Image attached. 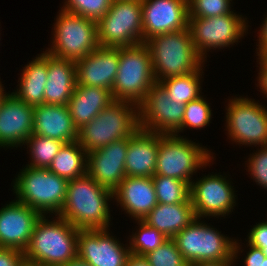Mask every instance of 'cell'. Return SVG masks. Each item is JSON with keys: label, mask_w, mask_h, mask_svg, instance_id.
<instances>
[{"label": "cell", "mask_w": 267, "mask_h": 266, "mask_svg": "<svg viewBox=\"0 0 267 266\" xmlns=\"http://www.w3.org/2000/svg\"><path fill=\"white\" fill-rule=\"evenodd\" d=\"M114 192L98 184L88 173L68 181L66 198L58 215L79 230L108 229L109 199Z\"/></svg>", "instance_id": "cell-1"}, {"label": "cell", "mask_w": 267, "mask_h": 266, "mask_svg": "<svg viewBox=\"0 0 267 266\" xmlns=\"http://www.w3.org/2000/svg\"><path fill=\"white\" fill-rule=\"evenodd\" d=\"M50 221L41 216L37 221L27 249L25 262L36 266H63L77 256L79 229L67 220L56 217Z\"/></svg>", "instance_id": "cell-2"}, {"label": "cell", "mask_w": 267, "mask_h": 266, "mask_svg": "<svg viewBox=\"0 0 267 266\" xmlns=\"http://www.w3.org/2000/svg\"><path fill=\"white\" fill-rule=\"evenodd\" d=\"M144 44L150 52L156 82L190 74L205 61L196 51L189 28L156 35Z\"/></svg>", "instance_id": "cell-3"}, {"label": "cell", "mask_w": 267, "mask_h": 266, "mask_svg": "<svg viewBox=\"0 0 267 266\" xmlns=\"http://www.w3.org/2000/svg\"><path fill=\"white\" fill-rule=\"evenodd\" d=\"M139 128V106L113 100L98 116L78 129L77 141L88 153L129 138Z\"/></svg>", "instance_id": "cell-4"}, {"label": "cell", "mask_w": 267, "mask_h": 266, "mask_svg": "<svg viewBox=\"0 0 267 266\" xmlns=\"http://www.w3.org/2000/svg\"><path fill=\"white\" fill-rule=\"evenodd\" d=\"M16 178L13 189L17 201L45 216H58L66 198L68 181L49 169L26 166Z\"/></svg>", "instance_id": "cell-5"}, {"label": "cell", "mask_w": 267, "mask_h": 266, "mask_svg": "<svg viewBox=\"0 0 267 266\" xmlns=\"http://www.w3.org/2000/svg\"><path fill=\"white\" fill-rule=\"evenodd\" d=\"M156 83L150 52L144 43L119 47V65L112 88L114 100L140 105Z\"/></svg>", "instance_id": "cell-6"}, {"label": "cell", "mask_w": 267, "mask_h": 266, "mask_svg": "<svg viewBox=\"0 0 267 266\" xmlns=\"http://www.w3.org/2000/svg\"><path fill=\"white\" fill-rule=\"evenodd\" d=\"M198 219L173 238L185 261L191 266L202 261L236 259L240 250L239 243L206 223H200Z\"/></svg>", "instance_id": "cell-7"}, {"label": "cell", "mask_w": 267, "mask_h": 266, "mask_svg": "<svg viewBox=\"0 0 267 266\" xmlns=\"http://www.w3.org/2000/svg\"><path fill=\"white\" fill-rule=\"evenodd\" d=\"M99 47L97 21L61 8L54 24L50 55L77 61Z\"/></svg>", "instance_id": "cell-8"}, {"label": "cell", "mask_w": 267, "mask_h": 266, "mask_svg": "<svg viewBox=\"0 0 267 266\" xmlns=\"http://www.w3.org/2000/svg\"><path fill=\"white\" fill-rule=\"evenodd\" d=\"M213 159L206 148L177 135L159 134V149L155 175H163L186 181L191 185V177L198 168L206 167Z\"/></svg>", "instance_id": "cell-9"}, {"label": "cell", "mask_w": 267, "mask_h": 266, "mask_svg": "<svg viewBox=\"0 0 267 266\" xmlns=\"http://www.w3.org/2000/svg\"><path fill=\"white\" fill-rule=\"evenodd\" d=\"M141 0H113L97 21L99 46L131 47L143 43Z\"/></svg>", "instance_id": "cell-10"}, {"label": "cell", "mask_w": 267, "mask_h": 266, "mask_svg": "<svg viewBox=\"0 0 267 266\" xmlns=\"http://www.w3.org/2000/svg\"><path fill=\"white\" fill-rule=\"evenodd\" d=\"M226 108L229 137L242 145L267 146V109L254 100L236 97Z\"/></svg>", "instance_id": "cell-11"}, {"label": "cell", "mask_w": 267, "mask_h": 266, "mask_svg": "<svg viewBox=\"0 0 267 266\" xmlns=\"http://www.w3.org/2000/svg\"><path fill=\"white\" fill-rule=\"evenodd\" d=\"M233 11L209 18H189L188 28L197 53L206 58L207 50L229 47L238 42L247 30L246 21Z\"/></svg>", "instance_id": "cell-12"}, {"label": "cell", "mask_w": 267, "mask_h": 266, "mask_svg": "<svg viewBox=\"0 0 267 266\" xmlns=\"http://www.w3.org/2000/svg\"><path fill=\"white\" fill-rule=\"evenodd\" d=\"M184 112L185 104L175 103L156 82L139 105L140 129L164 135H177L181 131Z\"/></svg>", "instance_id": "cell-13"}, {"label": "cell", "mask_w": 267, "mask_h": 266, "mask_svg": "<svg viewBox=\"0 0 267 266\" xmlns=\"http://www.w3.org/2000/svg\"><path fill=\"white\" fill-rule=\"evenodd\" d=\"M227 177L208 175L191 182L190 198L196 218L226 216L235 206V194Z\"/></svg>", "instance_id": "cell-14"}, {"label": "cell", "mask_w": 267, "mask_h": 266, "mask_svg": "<svg viewBox=\"0 0 267 266\" xmlns=\"http://www.w3.org/2000/svg\"><path fill=\"white\" fill-rule=\"evenodd\" d=\"M143 43L156 35L188 28V0H141Z\"/></svg>", "instance_id": "cell-15"}, {"label": "cell", "mask_w": 267, "mask_h": 266, "mask_svg": "<svg viewBox=\"0 0 267 266\" xmlns=\"http://www.w3.org/2000/svg\"><path fill=\"white\" fill-rule=\"evenodd\" d=\"M107 230H79L77 256L91 266H126L129 247L125 249Z\"/></svg>", "instance_id": "cell-16"}, {"label": "cell", "mask_w": 267, "mask_h": 266, "mask_svg": "<svg viewBox=\"0 0 267 266\" xmlns=\"http://www.w3.org/2000/svg\"><path fill=\"white\" fill-rule=\"evenodd\" d=\"M41 216L33 208L17 200L6 204L0 209V248L24 252Z\"/></svg>", "instance_id": "cell-17"}, {"label": "cell", "mask_w": 267, "mask_h": 266, "mask_svg": "<svg viewBox=\"0 0 267 266\" xmlns=\"http://www.w3.org/2000/svg\"><path fill=\"white\" fill-rule=\"evenodd\" d=\"M128 138L87 153V173L101 186L114 192L126 177Z\"/></svg>", "instance_id": "cell-18"}, {"label": "cell", "mask_w": 267, "mask_h": 266, "mask_svg": "<svg viewBox=\"0 0 267 266\" xmlns=\"http://www.w3.org/2000/svg\"><path fill=\"white\" fill-rule=\"evenodd\" d=\"M34 107L13 93L0 103V147H18L33 134Z\"/></svg>", "instance_id": "cell-19"}, {"label": "cell", "mask_w": 267, "mask_h": 266, "mask_svg": "<svg viewBox=\"0 0 267 266\" xmlns=\"http://www.w3.org/2000/svg\"><path fill=\"white\" fill-rule=\"evenodd\" d=\"M119 65V47L99 46L76 61V86H92L112 91Z\"/></svg>", "instance_id": "cell-20"}, {"label": "cell", "mask_w": 267, "mask_h": 266, "mask_svg": "<svg viewBox=\"0 0 267 266\" xmlns=\"http://www.w3.org/2000/svg\"><path fill=\"white\" fill-rule=\"evenodd\" d=\"M159 133L138 129L128 138L125 158L126 177H153L155 175Z\"/></svg>", "instance_id": "cell-21"}, {"label": "cell", "mask_w": 267, "mask_h": 266, "mask_svg": "<svg viewBox=\"0 0 267 266\" xmlns=\"http://www.w3.org/2000/svg\"><path fill=\"white\" fill-rule=\"evenodd\" d=\"M114 198L135 220H143L158 204L151 177H125L114 191Z\"/></svg>", "instance_id": "cell-22"}, {"label": "cell", "mask_w": 267, "mask_h": 266, "mask_svg": "<svg viewBox=\"0 0 267 266\" xmlns=\"http://www.w3.org/2000/svg\"><path fill=\"white\" fill-rule=\"evenodd\" d=\"M33 134L53 138L64 143L78 139V129L74 126L67 105L42 104L34 106Z\"/></svg>", "instance_id": "cell-23"}, {"label": "cell", "mask_w": 267, "mask_h": 266, "mask_svg": "<svg viewBox=\"0 0 267 266\" xmlns=\"http://www.w3.org/2000/svg\"><path fill=\"white\" fill-rule=\"evenodd\" d=\"M44 104L67 105L76 86V61L48 53Z\"/></svg>", "instance_id": "cell-24"}, {"label": "cell", "mask_w": 267, "mask_h": 266, "mask_svg": "<svg viewBox=\"0 0 267 266\" xmlns=\"http://www.w3.org/2000/svg\"><path fill=\"white\" fill-rule=\"evenodd\" d=\"M113 100L111 91L105 88L75 86L67 104L74 126L80 129L98 116Z\"/></svg>", "instance_id": "cell-25"}, {"label": "cell", "mask_w": 267, "mask_h": 266, "mask_svg": "<svg viewBox=\"0 0 267 266\" xmlns=\"http://www.w3.org/2000/svg\"><path fill=\"white\" fill-rule=\"evenodd\" d=\"M196 219L191 198L184 203H158L143 219L168 239H173L180 231Z\"/></svg>", "instance_id": "cell-26"}, {"label": "cell", "mask_w": 267, "mask_h": 266, "mask_svg": "<svg viewBox=\"0 0 267 266\" xmlns=\"http://www.w3.org/2000/svg\"><path fill=\"white\" fill-rule=\"evenodd\" d=\"M48 74V52L41 53L27 64L21 73L19 89L12 92L31 106L44 104V90Z\"/></svg>", "instance_id": "cell-27"}, {"label": "cell", "mask_w": 267, "mask_h": 266, "mask_svg": "<svg viewBox=\"0 0 267 266\" xmlns=\"http://www.w3.org/2000/svg\"><path fill=\"white\" fill-rule=\"evenodd\" d=\"M70 181L87 173V152L78 141L64 143L48 168Z\"/></svg>", "instance_id": "cell-28"}, {"label": "cell", "mask_w": 267, "mask_h": 266, "mask_svg": "<svg viewBox=\"0 0 267 266\" xmlns=\"http://www.w3.org/2000/svg\"><path fill=\"white\" fill-rule=\"evenodd\" d=\"M202 69L201 67L183 76L168 77L158 83L165 89L169 98L175 103L187 104L201 96L200 78H202Z\"/></svg>", "instance_id": "cell-29"}, {"label": "cell", "mask_w": 267, "mask_h": 266, "mask_svg": "<svg viewBox=\"0 0 267 266\" xmlns=\"http://www.w3.org/2000/svg\"><path fill=\"white\" fill-rule=\"evenodd\" d=\"M158 203H184L190 198V185L186 181L163 175L152 177Z\"/></svg>", "instance_id": "cell-30"}, {"label": "cell", "mask_w": 267, "mask_h": 266, "mask_svg": "<svg viewBox=\"0 0 267 266\" xmlns=\"http://www.w3.org/2000/svg\"><path fill=\"white\" fill-rule=\"evenodd\" d=\"M30 148L31 163L27 166L48 169L64 142L32 134L25 142Z\"/></svg>", "instance_id": "cell-31"}, {"label": "cell", "mask_w": 267, "mask_h": 266, "mask_svg": "<svg viewBox=\"0 0 267 266\" xmlns=\"http://www.w3.org/2000/svg\"><path fill=\"white\" fill-rule=\"evenodd\" d=\"M136 221H138L140 227L137 233L132 234L133 236L129 242L130 253L145 256L168 240V237L143 220Z\"/></svg>", "instance_id": "cell-32"}, {"label": "cell", "mask_w": 267, "mask_h": 266, "mask_svg": "<svg viewBox=\"0 0 267 266\" xmlns=\"http://www.w3.org/2000/svg\"><path fill=\"white\" fill-rule=\"evenodd\" d=\"M145 257L151 266H190L173 239H168Z\"/></svg>", "instance_id": "cell-33"}, {"label": "cell", "mask_w": 267, "mask_h": 266, "mask_svg": "<svg viewBox=\"0 0 267 266\" xmlns=\"http://www.w3.org/2000/svg\"><path fill=\"white\" fill-rule=\"evenodd\" d=\"M211 113L210 106L203 96L185 104L181 132L187 127L197 129L205 127L211 120Z\"/></svg>", "instance_id": "cell-34"}, {"label": "cell", "mask_w": 267, "mask_h": 266, "mask_svg": "<svg viewBox=\"0 0 267 266\" xmlns=\"http://www.w3.org/2000/svg\"><path fill=\"white\" fill-rule=\"evenodd\" d=\"M113 0H67L63 9L98 21L111 7Z\"/></svg>", "instance_id": "cell-35"}, {"label": "cell", "mask_w": 267, "mask_h": 266, "mask_svg": "<svg viewBox=\"0 0 267 266\" xmlns=\"http://www.w3.org/2000/svg\"><path fill=\"white\" fill-rule=\"evenodd\" d=\"M232 0H188L189 18H209L231 13Z\"/></svg>", "instance_id": "cell-36"}, {"label": "cell", "mask_w": 267, "mask_h": 266, "mask_svg": "<svg viewBox=\"0 0 267 266\" xmlns=\"http://www.w3.org/2000/svg\"><path fill=\"white\" fill-rule=\"evenodd\" d=\"M262 149L253 153L248 159V170L255 179V182L267 189V146H262Z\"/></svg>", "instance_id": "cell-37"}, {"label": "cell", "mask_w": 267, "mask_h": 266, "mask_svg": "<svg viewBox=\"0 0 267 266\" xmlns=\"http://www.w3.org/2000/svg\"><path fill=\"white\" fill-rule=\"evenodd\" d=\"M25 262L24 253L13 248H0V266H21Z\"/></svg>", "instance_id": "cell-38"}, {"label": "cell", "mask_w": 267, "mask_h": 266, "mask_svg": "<svg viewBox=\"0 0 267 266\" xmlns=\"http://www.w3.org/2000/svg\"><path fill=\"white\" fill-rule=\"evenodd\" d=\"M249 233V244H267V221L258 223Z\"/></svg>", "instance_id": "cell-39"}, {"label": "cell", "mask_w": 267, "mask_h": 266, "mask_svg": "<svg viewBox=\"0 0 267 266\" xmlns=\"http://www.w3.org/2000/svg\"><path fill=\"white\" fill-rule=\"evenodd\" d=\"M250 251L247 253V256L244 259V266H260L261 257H266L263 253V250L248 245Z\"/></svg>", "instance_id": "cell-40"}, {"label": "cell", "mask_w": 267, "mask_h": 266, "mask_svg": "<svg viewBox=\"0 0 267 266\" xmlns=\"http://www.w3.org/2000/svg\"><path fill=\"white\" fill-rule=\"evenodd\" d=\"M263 25L261 26V30L259 32V44L257 52V56H259L266 48H267V17L265 18V21H263Z\"/></svg>", "instance_id": "cell-41"}, {"label": "cell", "mask_w": 267, "mask_h": 266, "mask_svg": "<svg viewBox=\"0 0 267 266\" xmlns=\"http://www.w3.org/2000/svg\"><path fill=\"white\" fill-rule=\"evenodd\" d=\"M126 266H151L145 256L130 253Z\"/></svg>", "instance_id": "cell-42"}, {"label": "cell", "mask_w": 267, "mask_h": 266, "mask_svg": "<svg viewBox=\"0 0 267 266\" xmlns=\"http://www.w3.org/2000/svg\"><path fill=\"white\" fill-rule=\"evenodd\" d=\"M235 262L234 259L219 260V261H202L191 266H231Z\"/></svg>", "instance_id": "cell-43"}, {"label": "cell", "mask_w": 267, "mask_h": 266, "mask_svg": "<svg viewBox=\"0 0 267 266\" xmlns=\"http://www.w3.org/2000/svg\"><path fill=\"white\" fill-rule=\"evenodd\" d=\"M259 79H258V85L260 86L261 92L265 94L267 97V68H259Z\"/></svg>", "instance_id": "cell-44"}, {"label": "cell", "mask_w": 267, "mask_h": 266, "mask_svg": "<svg viewBox=\"0 0 267 266\" xmlns=\"http://www.w3.org/2000/svg\"><path fill=\"white\" fill-rule=\"evenodd\" d=\"M63 266H91V265H89L86 261L76 256Z\"/></svg>", "instance_id": "cell-45"}, {"label": "cell", "mask_w": 267, "mask_h": 266, "mask_svg": "<svg viewBox=\"0 0 267 266\" xmlns=\"http://www.w3.org/2000/svg\"><path fill=\"white\" fill-rule=\"evenodd\" d=\"M258 57L260 68H267V48Z\"/></svg>", "instance_id": "cell-46"}, {"label": "cell", "mask_w": 267, "mask_h": 266, "mask_svg": "<svg viewBox=\"0 0 267 266\" xmlns=\"http://www.w3.org/2000/svg\"><path fill=\"white\" fill-rule=\"evenodd\" d=\"M248 245L263 250L264 255L267 257V244H248Z\"/></svg>", "instance_id": "cell-47"}, {"label": "cell", "mask_w": 267, "mask_h": 266, "mask_svg": "<svg viewBox=\"0 0 267 266\" xmlns=\"http://www.w3.org/2000/svg\"><path fill=\"white\" fill-rule=\"evenodd\" d=\"M3 91H5V90H4V88H3V86H2V84L0 82V103H1L2 99L4 98V96L6 95V93L3 92Z\"/></svg>", "instance_id": "cell-48"}, {"label": "cell", "mask_w": 267, "mask_h": 266, "mask_svg": "<svg viewBox=\"0 0 267 266\" xmlns=\"http://www.w3.org/2000/svg\"><path fill=\"white\" fill-rule=\"evenodd\" d=\"M260 266H267V257H261V265Z\"/></svg>", "instance_id": "cell-49"}, {"label": "cell", "mask_w": 267, "mask_h": 266, "mask_svg": "<svg viewBox=\"0 0 267 266\" xmlns=\"http://www.w3.org/2000/svg\"><path fill=\"white\" fill-rule=\"evenodd\" d=\"M21 266H36V265L28 263V262H24Z\"/></svg>", "instance_id": "cell-50"}]
</instances>
